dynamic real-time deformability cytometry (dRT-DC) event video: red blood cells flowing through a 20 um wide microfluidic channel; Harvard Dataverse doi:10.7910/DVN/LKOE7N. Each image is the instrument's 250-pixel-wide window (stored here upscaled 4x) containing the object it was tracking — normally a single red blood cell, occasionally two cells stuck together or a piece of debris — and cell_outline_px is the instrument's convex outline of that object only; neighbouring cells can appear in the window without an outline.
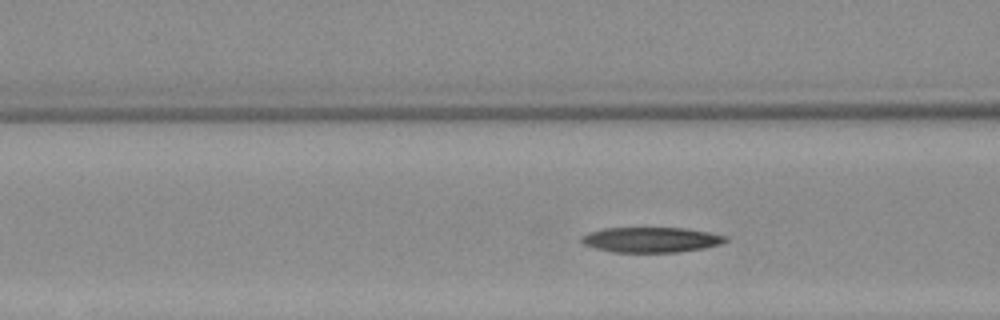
{"species": "Egyptian fruit bat (a non-hibernating species)", "species_latin": "Rousettus aegyptiacus", "temperature_condition": "warm", "stored_images_in_passage": 7, "segment_of_instrument_passage": [1, 2], "camera_frame_rate_fps": 3000, "um_per_image_px": 0.085, "animal": {"sex": "female"}, "frame": {"image": 1, "passage_image": 3, "time_ms": 3.333, "image_size_px": [1000, 320], "cell_outline_px": [[728, 240], [720, 244], [704, 248], [676, 252], [612, 252], [596, 248], [584, 244], [580, 240], [580, 236], [588, 232], [604, 228], [688, 228], [728, 236]], "centroid_in_image_um": [55.34, 20.37], "position_along_channel_um": 111.3, "area_um2": 21.21}}